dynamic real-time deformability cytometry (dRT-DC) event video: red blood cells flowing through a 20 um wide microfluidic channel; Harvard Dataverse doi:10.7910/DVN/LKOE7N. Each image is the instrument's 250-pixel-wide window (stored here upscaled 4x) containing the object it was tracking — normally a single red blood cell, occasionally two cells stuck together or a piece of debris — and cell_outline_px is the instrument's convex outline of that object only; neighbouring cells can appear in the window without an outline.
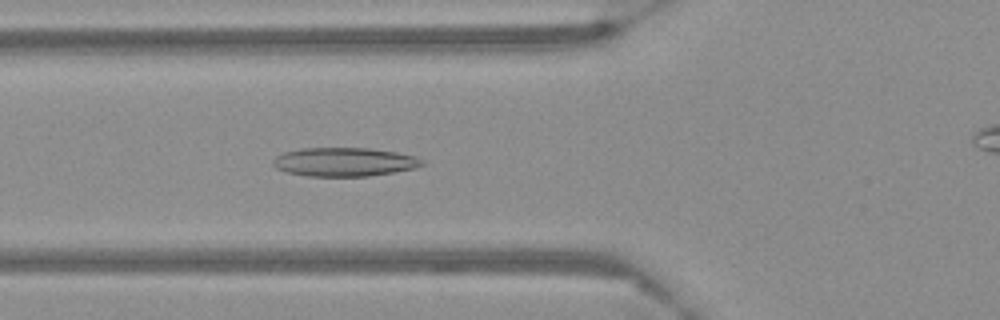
{"species": "Egyptian fruit bat (a non-hibernating species)", "species_latin": "Rousettus aegyptiacus", "temperature_condition": "warm", "stored_images_in_passage": 59, "camera_frame_rate_fps": 3000, "um_per_image_px": 0.085, "frame": {"image": 1, "passage_image": 22, "time_ms": 7.0, "image_size_px": [1000, 320], "cell_outline_px": [[424, 164], [416, 168], [368, 176], [308, 176], [288, 172], [276, 168], [272, 164], [272, 160], [276, 156], [284, 152], [300, 148], [368, 148], [396, 152], [416, 156], [424, 160]], "centroid_in_image_um": [29.27, 13.76], "position_along_channel_um": 96.5, "area_um2": 24.97}}
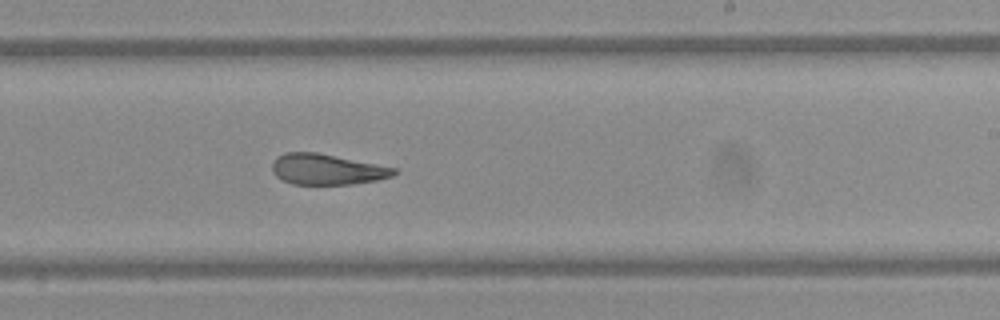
{"frame": {"image": 2, "passage_image": 36, "time_ms": 11.667, "image_size_px": [1000, 320], "cell_outline_px": [[400, 172], [392, 176], [376, 180], [352, 184], [292, 184], [276, 176], [272, 172], [272, 164], [276, 156], [284, 152], [316, 152], [396, 168]], "centroid_in_image_um": [27.77, 14.39], "position_along_channel_um": 261.2, "area_um2": 21.73}}
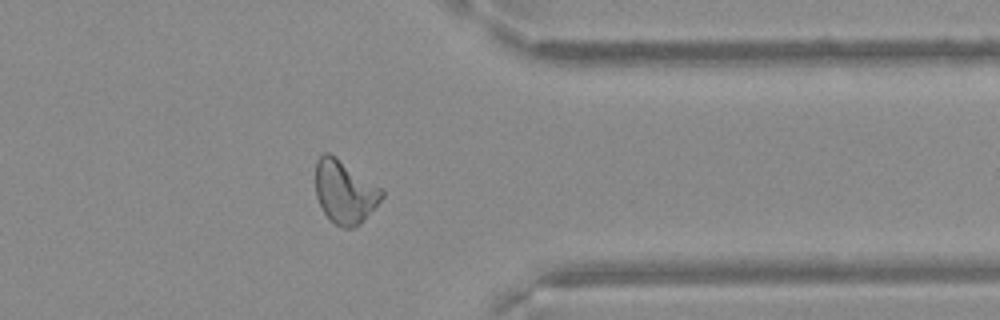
{"frame": {"image": 3, "passage_image": 47, "time_ms": 15.333, "image_size_px": [1000, 320], "cell_outline_px": [[384, 196], [360, 224], [356, 228], [344, 228], [336, 224], [324, 212], [316, 196], [316, 160], [324, 152], [328, 152], [336, 156], [384, 188]], "centroid_in_image_um": [29.33, 16.28], "position_along_channel_um": 382.1, "area_um2": 24.51}}